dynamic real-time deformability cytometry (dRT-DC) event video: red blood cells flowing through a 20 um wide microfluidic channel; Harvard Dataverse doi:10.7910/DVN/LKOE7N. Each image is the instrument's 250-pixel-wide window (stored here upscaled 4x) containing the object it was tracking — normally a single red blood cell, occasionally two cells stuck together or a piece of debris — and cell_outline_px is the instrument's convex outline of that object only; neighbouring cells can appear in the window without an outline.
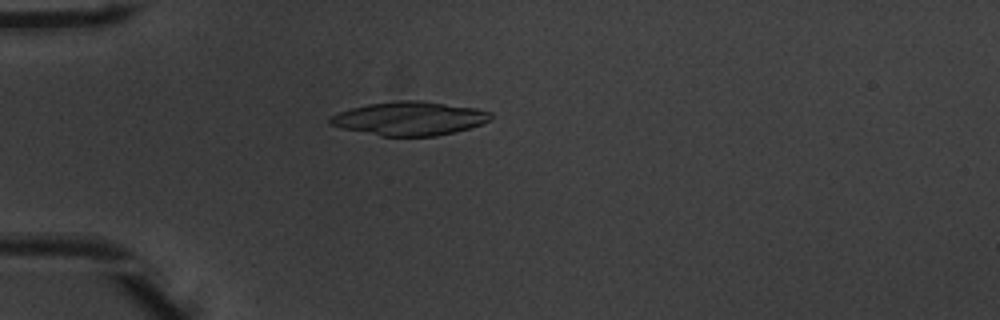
{"species": "common noctule bat (a hibernating species)", "species_latin": "Nyctalus noctula", "temperature_condition": "warm", "stored_images_in_passage": 48, "camera_frame_rate_fps": 3000, "um_per_image_px": 0.085, "animal": {"sex": "male", "body_mass_g": 20.1, "forearm_length_mm": 53.5}, "frame": {"image": 1, "passage_image": 11, "time_ms": 3.333, "image_size_px": [1000, 320], "cell_outline_px": [[492, 120], [456, 132], [436, 136], [380, 136], [340, 128], [328, 124], [328, 120], [332, 116], [340, 112], [352, 108], [368, 104], [400, 100], [420, 100], [476, 108], [492, 112]], "centroid_in_image_um": [34.82, 10.07], "position_along_channel_um": 50.2, "area_um2": 31.62}}